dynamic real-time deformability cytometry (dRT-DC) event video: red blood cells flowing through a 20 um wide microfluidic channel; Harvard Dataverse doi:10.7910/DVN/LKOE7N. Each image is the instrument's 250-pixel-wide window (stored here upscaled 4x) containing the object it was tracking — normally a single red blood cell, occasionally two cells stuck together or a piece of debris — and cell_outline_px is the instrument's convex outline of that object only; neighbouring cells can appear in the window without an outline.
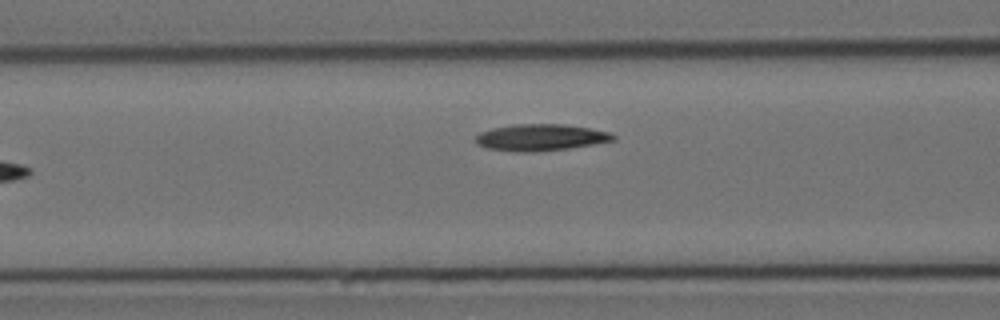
{"species": "Egyptian fruit bat (a non-hibernating species)", "species_latin": "Rousettus aegyptiacus", "temperature_condition": "cold", "stored_images_in_passage": 4, "camera_frame_rate_fps": 3000, "um_per_image_px": 0.085, "animal": {"sex": "female"}, "frame": {"image": 1, "passage_image": 4, "time_ms": 3.667, "image_size_px": [1000, 320], "cell_outline_px": [[616, 140], [568, 148], [536, 152], [516, 152], [488, 148], [476, 144], [476, 136], [480, 132], [492, 128], [512, 124], [564, 124], [588, 128], [608, 132], [616, 136]], "centroid_in_image_um": [45.92, 11.68], "position_along_channel_um": 120.7, "area_um2": 21.27}}